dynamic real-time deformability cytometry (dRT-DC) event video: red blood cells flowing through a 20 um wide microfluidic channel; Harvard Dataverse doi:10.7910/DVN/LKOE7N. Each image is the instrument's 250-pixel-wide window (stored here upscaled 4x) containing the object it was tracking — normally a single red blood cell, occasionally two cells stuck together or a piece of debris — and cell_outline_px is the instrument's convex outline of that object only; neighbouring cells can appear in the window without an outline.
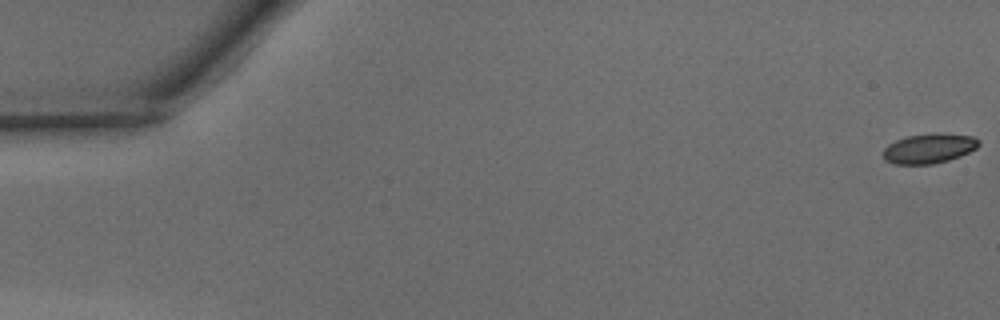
{"species": "common noctule bat (a hibernating species)", "species_latin": "Nyctalus noctula", "temperature_condition": "warm", "stored_images_in_passage": 49, "camera_frame_rate_fps": 3000, "um_per_image_px": 0.085, "animal": {"sex": "male", "body_mass_g": 15.6}, "frame": {"image": 1, "passage_image": 1, "time_ms": 0.0, "image_size_px": [1000, 320], "cell_outline_px": [[980, 144], [976, 148], [960, 156], [948, 160], [932, 164], [896, 164], [884, 160], [884, 148], [888, 144], [896, 140], [908, 136], [936, 132], [940, 132], [972, 136], [980, 140]], "centroid_in_image_um": [78.98, 12.6], "position_along_channel_um": 6.0, "area_um2": 16.65}}
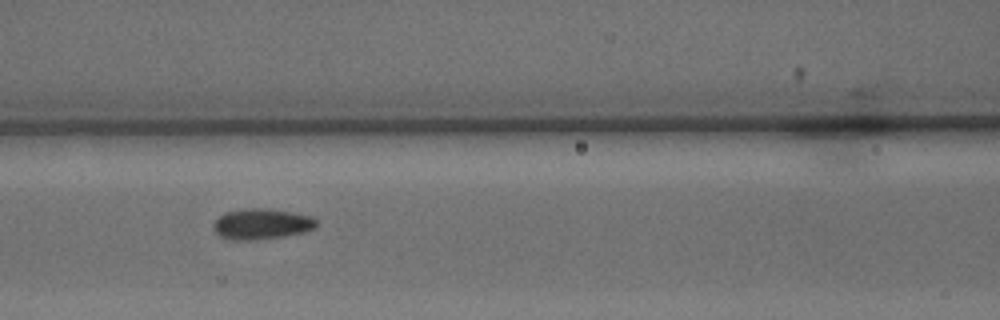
{"frame": {"image": 2, "passage_image": 22, "time_ms": 7.0, "image_size_px": [1000, 320], "cell_outline_px": [[316, 228], [304, 232], [284, 236], [252, 240], [232, 240], [220, 236], [212, 228], [212, 224], [224, 212], [244, 208], [264, 208], [312, 216], [316, 220]], "centroid_in_image_um": [22.21, 19.04], "position_along_channel_um": 144.4, "area_um2": 18.38}}
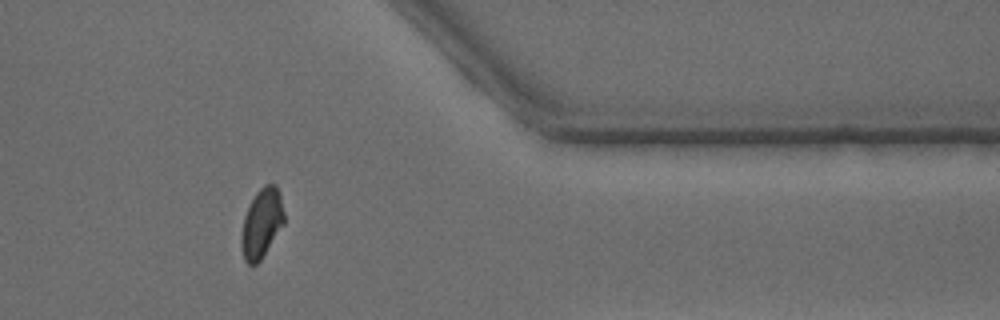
{"frame": {"image": 3, "passage_image": 41, "time_ms": 13.333, "image_size_px": [1000, 320], "cell_outline_px": [[284, 224], [260, 260], [256, 264], [248, 264], [244, 260], [240, 244], [240, 236], [244, 216], [256, 192], [264, 184], [276, 184], [280, 196], [284, 212]], "centroid_in_image_um": [22.23, 18.98], "position_along_channel_um": 389.2, "area_um2": 17.22}, "authors_computed_cell_mechanics": {"area_um2": 17.5134, "velocity_mm_per_s": 4.1525, "shape_relaxation_time_tau1_ms": 4.1931, "shape_relaxation_time_tau2_ms": 1.2855, "deformation_change_tau1": 0.1019, "deformation_change_tau2": 0.0674}}